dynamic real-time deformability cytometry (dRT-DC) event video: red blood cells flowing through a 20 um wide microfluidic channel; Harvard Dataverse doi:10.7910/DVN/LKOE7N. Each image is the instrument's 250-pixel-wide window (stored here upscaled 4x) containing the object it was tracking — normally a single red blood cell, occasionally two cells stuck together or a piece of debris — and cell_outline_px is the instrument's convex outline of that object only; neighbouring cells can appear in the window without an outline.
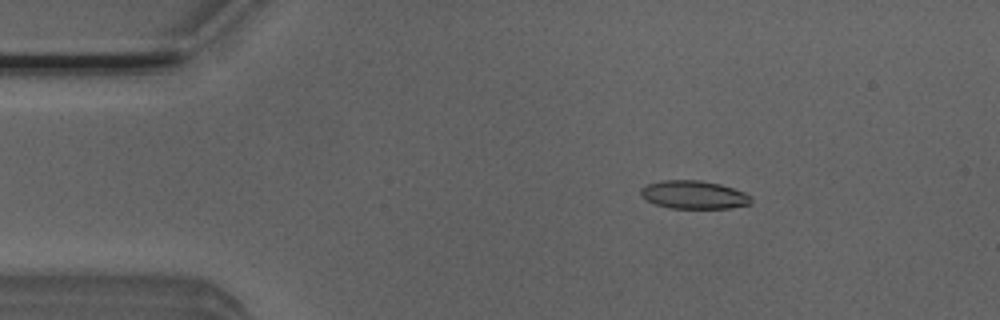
{"species": "Egyptian fruit bat (a non-hibernating species)", "species_latin": "Rousettus aegyptiacus", "temperature_condition": "room temperature", "stored_images_in_passage": 5, "camera_frame_rate_fps": 3000, "um_per_image_px": 0.085, "animal": {"sex": "male"}, "frame": {"image": 1, "passage_image": 3, "time_ms": 0.667, "image_size_px": [1000, 320], "cell_outline_px": [[752, 204], [728, 208], [668, 208], [656, 204], [640, 196], [640, 188], [648, 184], [664, 180], [700, 180], [720, 184], [744, 192], [752, 196]], "centroid_in_image_um": [58.99, 16.55], "position_along_channel_um": 26.0, "area_um2": 18.15}}
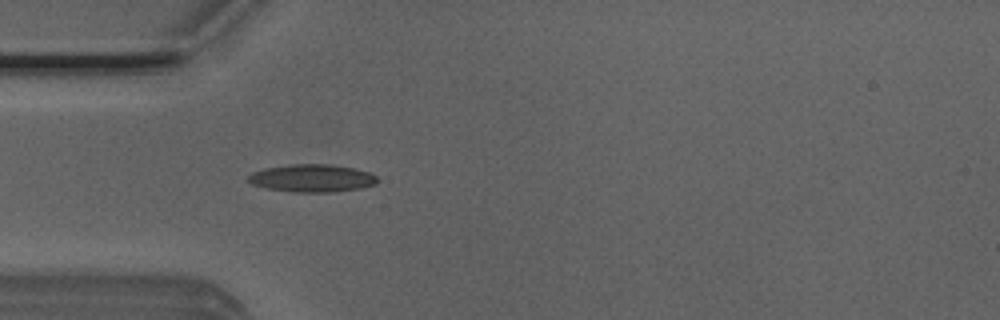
{"frame": {"image": 2, "passage_image": 5, "time_ms": 1.333, "image_size_px": [1000, 320], "cell_outline_px": [[380, 180], [376, 184], [360, 188], [336, 192], [292, 192], [264, 188], [252, 184], [248, 180], [248, 176], [252, 172], [264, 168], [292, 164], [328, 164], [356, 168], [368, 172], [376, 176]], "centroid_in_image_um": [26.53, 15.15], "position_along_channel_um": 58.5, "area_um2": 21.04}}